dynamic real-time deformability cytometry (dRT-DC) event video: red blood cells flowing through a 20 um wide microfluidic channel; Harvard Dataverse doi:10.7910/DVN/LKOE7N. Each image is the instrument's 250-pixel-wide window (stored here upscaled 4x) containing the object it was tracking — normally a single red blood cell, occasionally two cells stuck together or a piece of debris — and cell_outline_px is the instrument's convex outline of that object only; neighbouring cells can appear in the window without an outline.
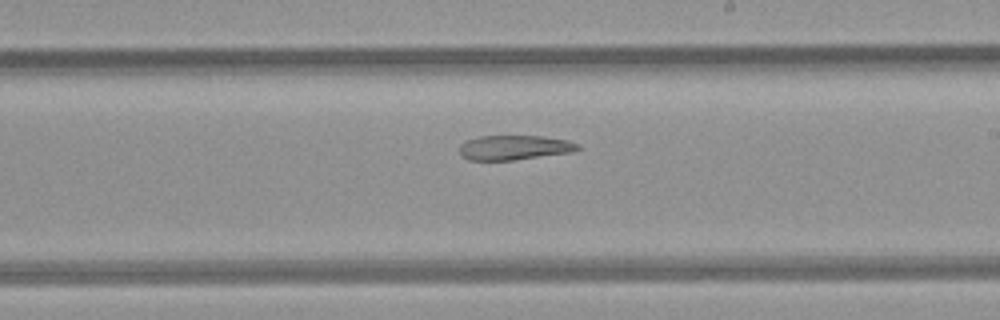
{"species": "common noctule bat (a hibernating species)", "species_latin": "Nyctalus noctula", "temperature_condition": "room temperature", "stored_images_in_passage": 35, "camera_frame_rate_fps": 3000, "um_per_image_px": 0.085, "animal": {"sex": "female", "body_mass_g": 21.9}, "frame": {"image": 1, "passage_image": 25, "time_ms": 8.0, "image_size_px": [1000, 320], "cell_outline_px": [[580, 148], [572, 152], [512, 160], [468, 160], [460, 152], [460, 144], [468, 140], [480, 136], [544, 136], [568, 140], [580, 144]], "centroid_in_image_um": [43.75, 12.53], "position_along_channel_um": 245.2, "area_um2": 16.88}}